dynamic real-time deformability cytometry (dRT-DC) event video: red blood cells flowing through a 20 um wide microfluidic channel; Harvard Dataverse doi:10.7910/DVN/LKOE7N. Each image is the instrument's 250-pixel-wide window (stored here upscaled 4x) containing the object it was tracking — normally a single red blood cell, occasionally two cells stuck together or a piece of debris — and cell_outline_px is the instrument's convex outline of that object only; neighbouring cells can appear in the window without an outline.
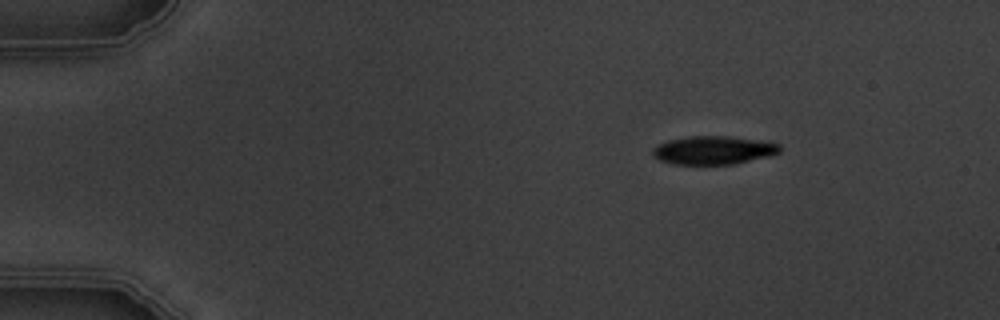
{"species": "common noctule bat (a hibernating species)", "species_latin": "Nyctalus noctula", "temperature_condition": "warm", "stored_images_in_passage": 6, "camera_frame_rate_fps": 3000, "um_per_image_px": 0.085, "animal": {"sex": "male", "body_mass_g": 19.5, "forearm_length_mm": 54.6}, "frame": {"image": 1, "passage_image": 1, "time_ms": 0.0, "image_size_px": [1000, 320], "cell_outline_px": [[780, 152], [772, 156], [736, 164], [676, 164], [660, 160], [652, 156], [652, 148], [656, 144], [668, 140], [688, 136], [724, 136], [780, 144]], "centroid_in_image_um": [60.6, 12.78], "position_along_channel_um": 24.4, "area_um2": 20.98}}
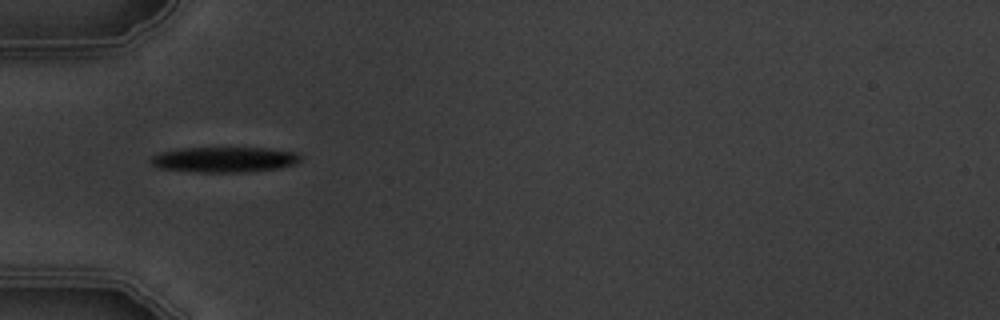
{"frame": {"image": 2, "passage_image": 4, "time_ms": 3.333, "image_size_px": [1000, 320], "cell_outline_px": [[304, 156], [300, 160], [292, 164], [280, 168], [248, 172], [196, 172], [156, 168], [152, 164], [152, 156], [160, 152], [184, 148], [268, 148], [296, 152]], "centroid_in_image_um": [19.09, 13.57], "position_along_channel_um": 65.9, "area_um2": 22.2}}
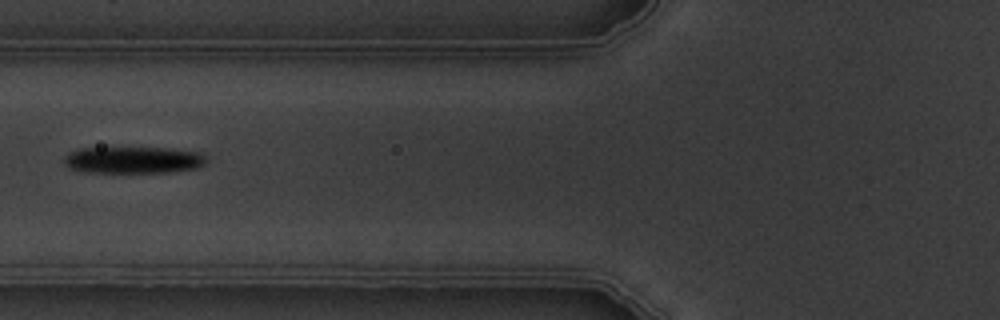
{"frame": {"image": 3, "passage_image": 5, "time_ms": 4.667, "image_size_px": [1000, 320], "cell_outline_px": [[208, 160], [204, 164], [196, 168], [168, 172], [84, 172], [68, 168], [64, 164], [64, 156], [68, 152], [80, 148], [172, 148], [200, 152]], "centroid_in_image_um": [11.3, 13.59], "position_along_channel_um": 114.5, "area_um2": 22.31}}